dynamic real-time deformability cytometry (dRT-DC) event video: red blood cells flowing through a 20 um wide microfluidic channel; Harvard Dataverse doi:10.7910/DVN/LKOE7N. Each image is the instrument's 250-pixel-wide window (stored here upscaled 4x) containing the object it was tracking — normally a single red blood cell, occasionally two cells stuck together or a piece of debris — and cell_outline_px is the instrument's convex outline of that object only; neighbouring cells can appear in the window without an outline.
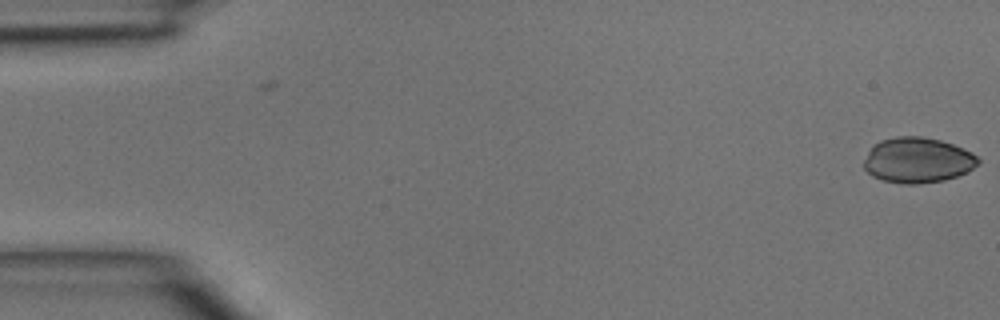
{"species": "common noctule bat (a hibernating species)", "species_latin": "Nyctalus noctula", "temperature_condition": "room temperature", "stored_images_in_passage": 5, "segment_of_instrument_passage": [1, 2], "camera_frame_rate_fps": 3000, "um_per_image_px": 0.085, "animal": {"sex": "male", "body_mass_g": 15.6}, "frame": {"image": 1, "passage_image": 1, "time_ms": 0.0, "image_size_px": [1000, 320], "cell_outline_px": [[980, 160], [972, 168], [956, 176], [944, 180], [916, 184], [904, 184], [884, 180], [872, 176], [864, 168], [864, 160], [872, 144], [880, 140], [896, 136], [924, 136], [940, 140], [952, 144], [972, 152]], "centroid_in_image_um": [77.96, 13.6], "position_along_channel_um": 7.0, "area_um2": 30.11}}